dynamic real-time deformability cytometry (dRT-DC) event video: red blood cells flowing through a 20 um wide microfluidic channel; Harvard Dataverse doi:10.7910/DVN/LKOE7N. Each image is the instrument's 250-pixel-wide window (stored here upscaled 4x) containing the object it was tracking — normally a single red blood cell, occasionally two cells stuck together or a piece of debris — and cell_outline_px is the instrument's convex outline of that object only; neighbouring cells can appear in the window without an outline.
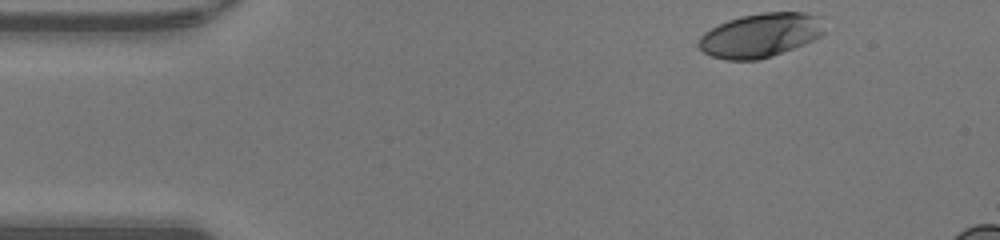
{"species": "human", "species_latin": "Homo sapiens", "temperature_condition": "warm", "stored_images_in_passage": 41, "camera_frame_rate_fps": 3000, "um_per_image_px": 0.085, "donor": {"sex": "male"}, "frame": {"image": 1, "passage_image": 1, "time_ms": 0.0, "image_size_px": [1000, 240], "cell_outline_px": [[824, 32], [816, 40], [772, 56], [756, 60], [728, 60], [712, 56], [704, 52], [696, 44], [700, 36], [704, 32], [728, 20], [740, 16], [764, 12], [804, 12], [820, 16]], "centroid_in_image_um": [64.65, 2.99], "position_along_channel_um": 20.4, "area_um2": 32.37}}
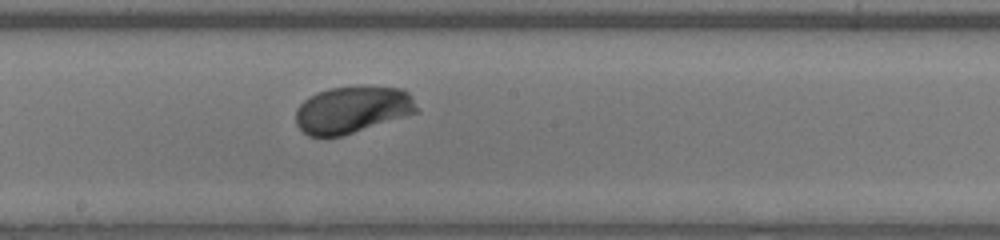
{"frame": {"image": 2, "passage_image": 21, "time_ms": 6.667, "image_size_px": [1000, 240], "cell_outline_px": [[420, 112], [340, 136], [308, 136], [296, 124], [296, 108], [308, 96], [316, 92], [328, 88], [404, 88], [412, 96], [420, 108]], "centroid_in_image_um": [29.96, 9.33], "position_along_channel_um": 218.2, "area_um2": 32.77}}
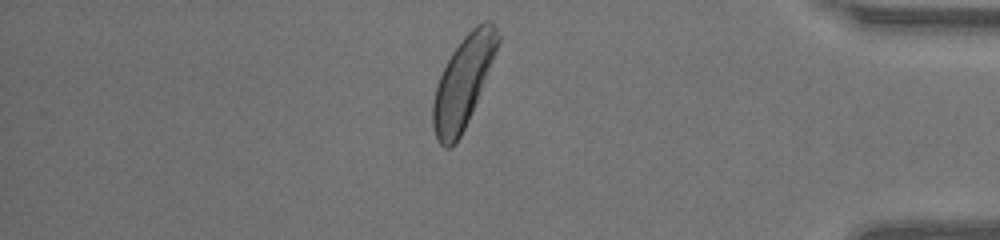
{"frame": {"image": 3, "passage_image": 36, "time_ms": 11.667, "image_size_px": [1000, 240], "cell_outline_px": [[500, 40], [468, 120], [456, 144], [448, 148], [444, 148], [440, 144], [436, 136], [432, 124], [432, 104], [436, 84], [452, 52], [464, 36], [476, 24], [484, 20], [492, 20], [500, 36]], "centroid_in_image_um": [39.34, 6.96], "position_along_channel_um": 395.9, "area_um2": 33.64}, "authors_computed_cell_mechanics": {"area_um2": 33.0038, "velocity_mm_per_s": 4.2815, "shape_relaxation_time_tau1_ms": 2.2177, "shape_relaxation_time_tau2_ms": null, "deformation_change_tau1": 0.1519, "deformation_change_tau2": null}}